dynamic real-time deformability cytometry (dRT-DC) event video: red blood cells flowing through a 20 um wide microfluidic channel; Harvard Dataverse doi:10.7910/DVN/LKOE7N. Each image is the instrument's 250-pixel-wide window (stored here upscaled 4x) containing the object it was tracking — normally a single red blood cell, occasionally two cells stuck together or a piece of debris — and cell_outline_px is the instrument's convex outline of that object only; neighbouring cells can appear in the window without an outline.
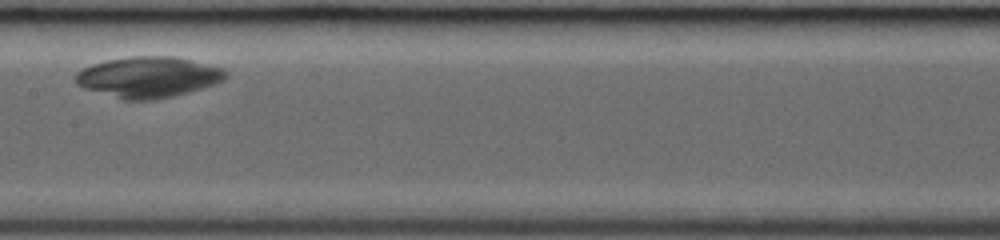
{"species": "common noctule bat (a hibernating species)", "species_latin": "Nyctalus noctula", "temperature_condition": "room temperature", "stored_images_in_passage": 23, "camera_frame_rate_fps": 3000, "um_per_image_px": 0.085, "animal": {"sex": "female", "body_mass_g": 19.0, "forearm_length_mm": 53.3}, "frame": {"image": 1, "passage_image": 10, "time_ms": 3.0, "image_size_px": [1000, 240], "cell_outline_px": [[228, 76], [224, 80], [200, 88], [172, 96], [152, 100], [124, 100], [84, 88], [76, 84], [76, 72], [92, 64], [108, 60], [132, 56], [176, 56], [224, 68], [228, 72]], "centroid_in_image_um": [12.62, 6.54], "position_along_channel_um": 194.8, "area_um2": 35.55}}
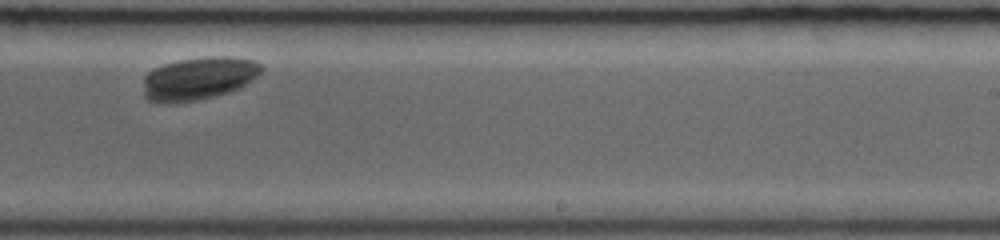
{"frame": {"image": 2, "passage_image": 15, "time_ms": 4.667, "image_size_px": [1000, 240], "cell_outline_px": [[264, 68], [252, 80], [240, 88], [228, 92], [200, 100], [168, 104], [164, 104], [148, 100], [144, 96], [144, 76], [152, 68], [164, 64], [180, 60], [208, 56], [228, 56], [252, 60], [260, 64]], "centroid_in_image_um": [16.85, 6.68], "position_along_channel_um": 272.1, "area_um2": 29.71}}
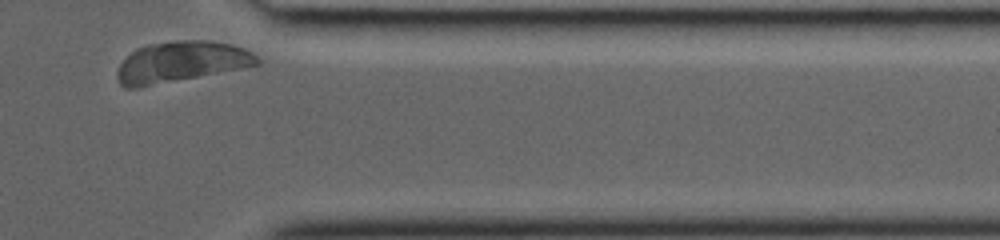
{"frame": {"image": 3, "passage_image": 23, "time_ms": 7.333, "image_size_px": [1000, 240], "cell_outline_px": [[260, 64], [140, 88], [124, 88], [120, 84], [116, 76], [116, 72], [120, 64], [136, 48], [148, 44], [176, 40], [208, 40], [232, 44], [244, 48], [252, 52], [260, 60]], "centroid_in_image_um": [15.36, 5.26], "position_along_channel_um": 396.0, "area_um2": 33.29}}